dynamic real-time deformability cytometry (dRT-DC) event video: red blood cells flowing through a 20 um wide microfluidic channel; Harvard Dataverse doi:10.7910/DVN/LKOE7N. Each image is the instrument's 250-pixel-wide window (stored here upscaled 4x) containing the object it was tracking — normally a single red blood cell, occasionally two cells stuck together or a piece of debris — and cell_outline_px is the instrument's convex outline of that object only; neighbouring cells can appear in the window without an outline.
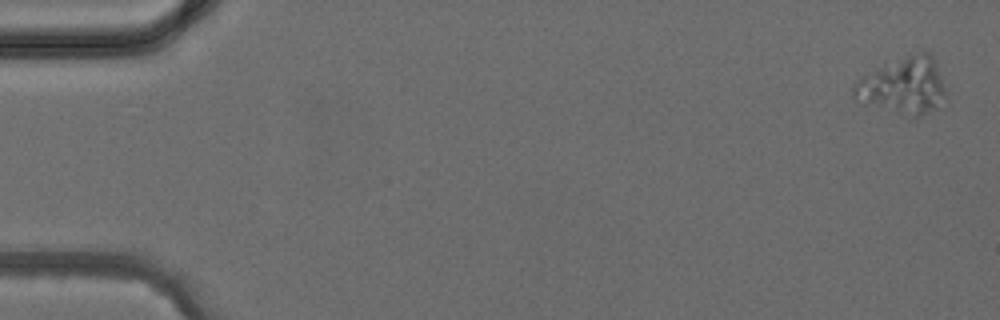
{"species": "common noctule bat (a hibernating species)", "species_latin": "Nyctalus noctula", "temperature_condition": "cold", "stored_images_in_passage": 4, "camera_frame_rate_fps": 3000, "um_per_image_px": 0.085, "animal": {"sex": "female", "body_mass_g": 24.6, "forearm_length_mm": 56.2}, "frame": {"image": 1, "passage_image": 4, "time_ms": 3.667, "image_size_px": [1000, 320], "cell_outline_px": [[948, 100], [936, 108], [916, 120], [856, 100], [852, 96], [852, 88], [860, 80], [884, 64], [928, 48], [932, 52], [936, 60]], "centroid_in_image_um": [76.88, 7.31], "position_along_channel_um": 8.1, "area_um2": 30.87}}